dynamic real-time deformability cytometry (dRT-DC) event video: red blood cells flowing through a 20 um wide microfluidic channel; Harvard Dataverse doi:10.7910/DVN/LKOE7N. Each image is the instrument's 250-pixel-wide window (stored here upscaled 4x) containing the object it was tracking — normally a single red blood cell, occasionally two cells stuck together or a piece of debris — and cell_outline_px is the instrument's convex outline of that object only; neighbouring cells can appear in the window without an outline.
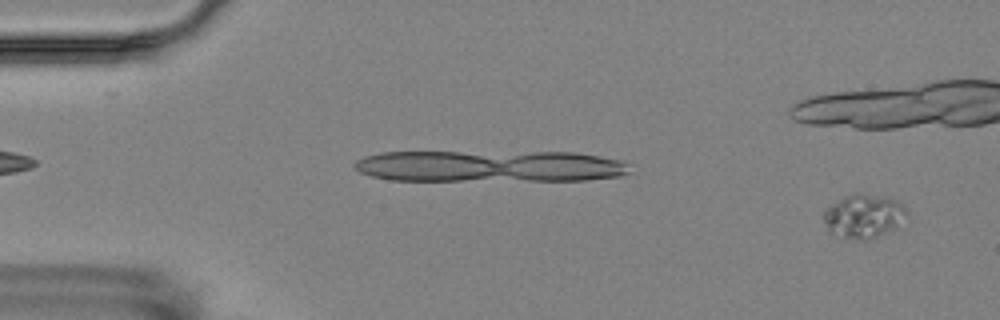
{"species": "Egyptian fruit bat (a non-hibernating species)", "species_latin": "Rousettus aegyptiacus", "temperature_condition": "room temperature", "stored_images_in_passage": 7, "camera_frame_rate_fps": 3000, "um_per_image_px": 0.085, "animal": {"sex": "female"}, "frame": {"image": 1, "passage_image": 2, "time_ms": 1.0, "image_size_px": [1000, 320], "cell_outline_px": [[908, 216], [896, 228], [880, 236], [868, 240], [856, 240], [832, 232], [828, 228], [824, 220], [824, 212], [828, 208], [844, 196], [856, 192], [888, 196], [896, 200], [908, 212]], "centroid_in_image_um": [73.48, 18.35], "position_along_channel_um": 11.5, "area_um2": 21.15}}